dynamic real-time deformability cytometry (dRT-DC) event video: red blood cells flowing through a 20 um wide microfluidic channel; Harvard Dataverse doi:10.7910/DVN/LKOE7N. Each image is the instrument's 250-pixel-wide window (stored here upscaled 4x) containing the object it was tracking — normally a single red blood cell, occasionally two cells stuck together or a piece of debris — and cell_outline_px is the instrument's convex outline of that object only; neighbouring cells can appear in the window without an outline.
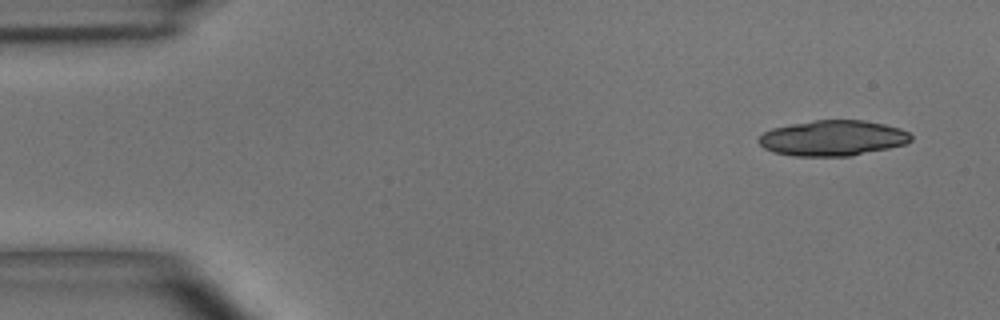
{"species": "common noctule bat (a hibernating species)", "species_latin": "Nyctalus noctula", "temperature_condition": "room temperature", "stored_images_in_passage": 4, "camera_frame_rate_fps": 3000, "um_per_image_px": 0.085, "animal": {"sex": "male", "body_mass_g": 15.6}, "frame": {"image": 1, "passage_image": 1, "time_ms": 0.0, "image_size_px": [1000, 320], "cell_outline_px": [[912, 140], [904, 144], [888, 148], [852, 156], [792, 156], [772, 152], [764, 148], [756, 140], [764, 132], [772, 128], [792, 124], [816, 120], [864, 120], [884, 124], [900, 128], [908, 132], [912, 136]], "centroid_in_image_um": [70.77, 11.74], "position_along_channel_um": 14.2, "area_um2": 31.56}}